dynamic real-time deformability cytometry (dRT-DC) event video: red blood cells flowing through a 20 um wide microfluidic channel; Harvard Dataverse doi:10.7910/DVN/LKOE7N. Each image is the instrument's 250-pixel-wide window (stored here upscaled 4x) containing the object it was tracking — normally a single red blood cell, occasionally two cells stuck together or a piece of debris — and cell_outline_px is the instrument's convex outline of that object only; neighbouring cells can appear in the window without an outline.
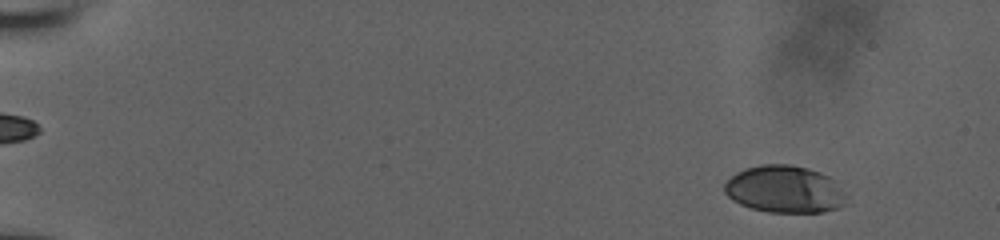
{"species": "human", "species_latin": "Homo sapiens", "temperature_condition": "room temperature", "stored_images_in_passage": 28, "camera_frame_rate_fps": 3000, "um_per_image_px": 0.085, "donor": {"sex": "male"}, "frame": {"image": 1, "passage_image": 5, "time_ms": 2.0, "image_size_px": [1000, 240], "cell_outline_px": [[840, 204], [836, 208], [824, 212], [768, 212], [752, 208], [740, 204], [732, 200], [724, 192], [724, 184], [732, 176], [748, 168], [764, 164], [788, 164], [808, 168], [820, 172], [828, 176], [840, 192]], "centroid_in_image_um": [66.58, 16.09], "position_along_channel_um": 18.4, "area_um2": 32.43}}
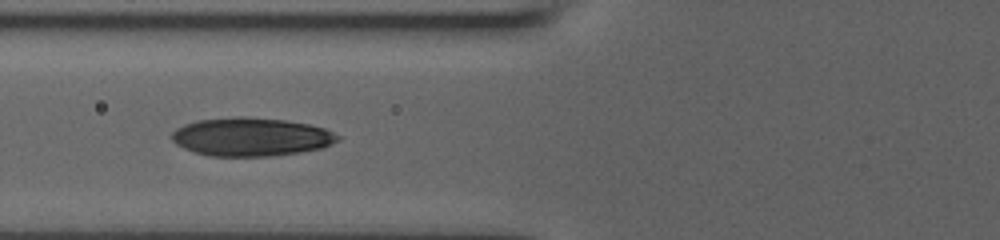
{"frame": {"image": 2, "passage_image": 21, "time_ms": 8.333, "image_size_px": [1000, 240], "cell_outline_px": [[340, 136], [336, 140], [320, 148], [300, 152], [272, 156], [212, 156], [196, 152], [184, 148], [176, 144], [172, 140], [172, 132], [176, 128], [184, 124], [196, 120], [232, 116], [244, 116], [284, 120], [308, 124], [324, 128]], "centroid_in_image_um": [21.28, 11.62], "position_along_channel_um": 104.5, "area_um2": 36.99}}
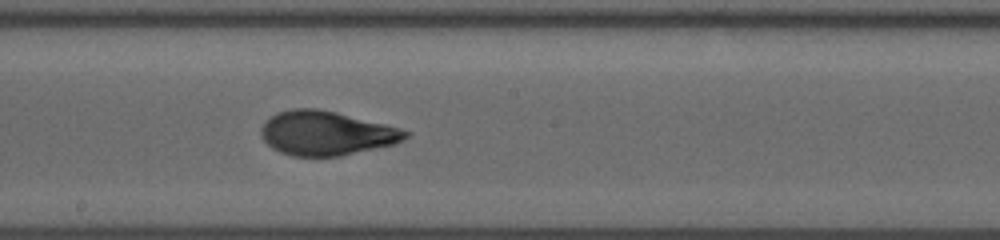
{"frame": {"image": 3, "passage_image": 28, "time_ms": 11.333, "image_size_px": [1000, 240], "cell_outline_px": [[412, 132], [404, 140], [392, 144], [340, 156], [292, 156], [280, 152], [272, 148], [264, 140], [260, 132], [260, 128], [276, 112], [292, 108], [316, 108], [336, 112], [400, 128]], "centroid_in_image_um": [27.72, 11.32], "position_along_channel_um": 220.5, "area_um2": 36.93}}